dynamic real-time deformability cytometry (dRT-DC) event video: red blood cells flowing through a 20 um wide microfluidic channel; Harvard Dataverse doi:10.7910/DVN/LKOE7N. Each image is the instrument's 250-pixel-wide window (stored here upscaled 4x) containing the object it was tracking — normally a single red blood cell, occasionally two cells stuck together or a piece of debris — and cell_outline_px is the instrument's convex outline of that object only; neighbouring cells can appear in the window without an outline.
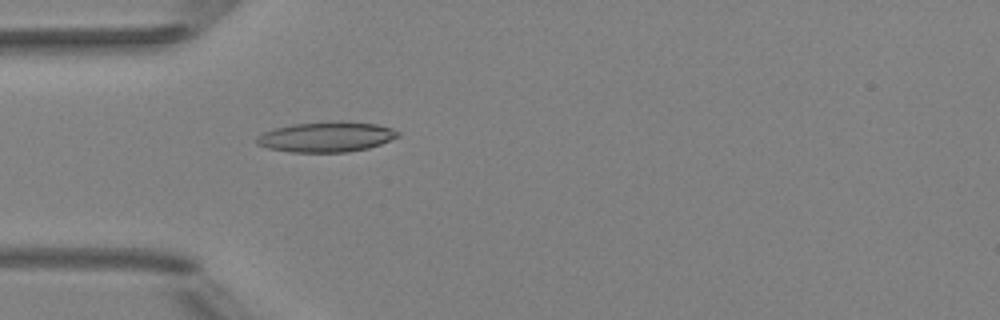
{"species": "Egyptian fruit bat (a non-hibernating species)", "species_latin": "Rousettus aegyptiacus", "temperature_condition": "room temperature", "stored_images_in_passage": 5, "camera_frame_rate_fps": 3000, "um_per_image_px": 0.085, "animal": {"sex": "female"}, "frame": {"image": 1, "passage_image": 5, "time_ms": 4.667, "image_size_px": [1000, 320], "cell_outline_px": [[400, 136], [380, 144], [368, 148], [348, 152], [292, 152], [268, 148], [256, 144], [256, 136], [264, 132], [276, 128], [292, 124], [340, 120], [348, 120], [376, 124], [392, 128], [400, 132]], "centroid_in_image_um": [27.76, 11.62], "position_along_channel_um": 57.2, "area_um2": 25.14}}